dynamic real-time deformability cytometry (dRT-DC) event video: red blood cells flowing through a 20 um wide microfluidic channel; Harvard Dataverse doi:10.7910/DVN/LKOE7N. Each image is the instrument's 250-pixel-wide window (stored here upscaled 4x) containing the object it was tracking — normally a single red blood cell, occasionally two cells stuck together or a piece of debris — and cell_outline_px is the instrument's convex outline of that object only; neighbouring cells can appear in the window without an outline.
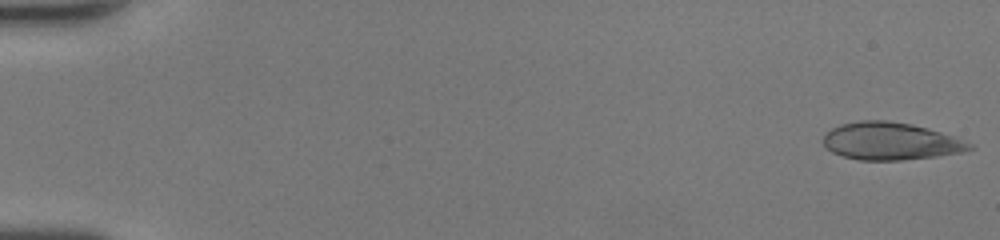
{"species": "human", "species_latin": "Homo sapiens", "temperature_condition": "room temperature", "stored_images_in_passage": 47, "camera_frame_rate_fps": 3000, "um_per_image_px": 0.085, "donor": {"sex": "female"}, "frame": {"image": 1, "passage_image": 1, "time_ms": 0.0, "image_size_px": [1000, 240], "cell_outline_px": [[976, 148], [960, 152], [936, 156], [900, 160], [860, 160], [844, 156], [832, 152], [824, 144], [824, 132], [840, 124], [860, 120], [888, 120], [912, 124], [928, 128], [952, 136], [972, 144]], "centroid_in_image_um": [75.68, 11.99], "position_along_channel_um": 9.3, "area_um2": 31.79}}
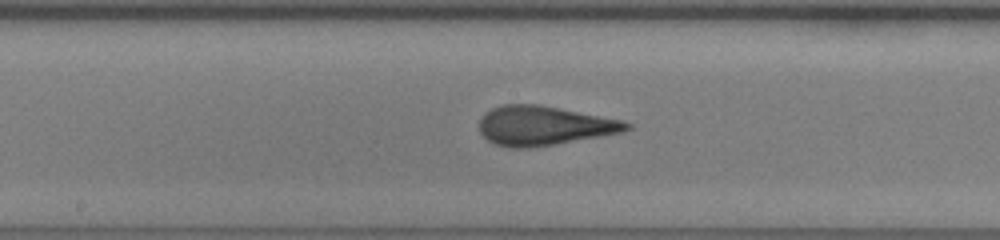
{"frame": {"image": 2, "passage_image": 26, "time_ms": 8.333, "image_size_px": [1000, 240], "cell_outline_px": [[632, 128], [624, 132], [556, 144], [532, 148], [508, 148], [496, 144], [488, 140], [480, 132], [480, 116], [484, 112], [492, 108], [504, 104], [536, 104], [624, 120], [632, 124]], "centroid_in_image_um": [46.24, 10.69], "position_along_channel_um": 202.0, "area_um2": 33.87}}
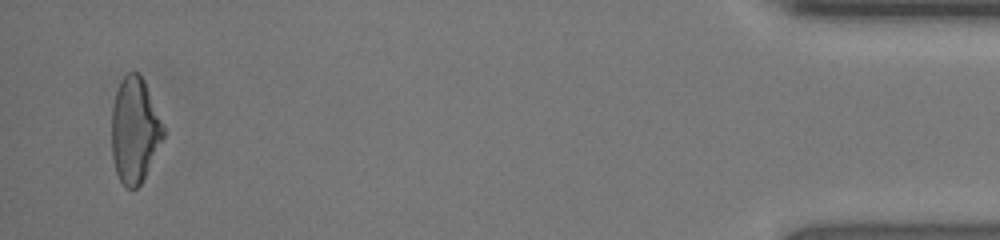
{"frame": {"image": 3, "passage_image": 46, "time_ms": 15.0, "image_size_px": [1000, 240], "cell_outline_px": [[164, 136], [140, 184], [136, 188], [128, 188], [120, 180], [116, 172], [112, 156], [112, 108], [116, 92], [124, 76], [128, 72], [136, 72], [144, 80], [164, 128]], "centroid_in_image_um": [11.43, 11.06], "position_along_channel_um": 423.8, "area_um2": 30.98}, "authors_computed_cell_mechanics": {"area_um2": 33.0038, "velocity_mm_per_s": 4.4804, "shape_relaxation_time_tau1_ms": 7.1214, "shape_relaxation_time_tau2_ms": 0.5636, "deformation_change_tau1": 0.2574, "deformation_change_tau2": 0.0873}}